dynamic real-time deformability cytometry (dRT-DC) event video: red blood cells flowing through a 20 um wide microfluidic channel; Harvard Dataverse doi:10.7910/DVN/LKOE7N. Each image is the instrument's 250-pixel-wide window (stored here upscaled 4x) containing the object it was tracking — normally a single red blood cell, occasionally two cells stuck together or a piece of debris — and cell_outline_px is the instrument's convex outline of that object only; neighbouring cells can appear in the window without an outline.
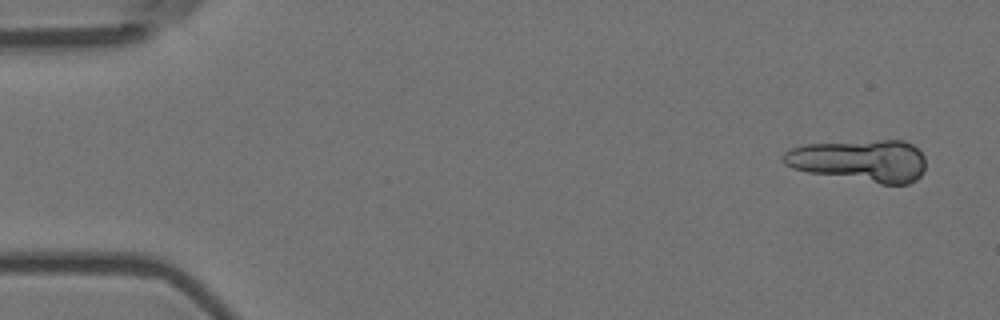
{"species": "Egyptian fruit bat (a non-hibernating species)", "species_latin": "Rousettus aegyptiacus", "temperature_condition": "room temperature", "stored_images_in_passage": 15, "segment_of_instrument_passage": [1, 2], "camera_frame_rate_fps": 3000, "um_per_image_px": 0.085, "animal": {"sex": "female"}, "frame": {"image": 1, "passage_image": 1, "time_ms": 0.0, "image_size_px": [1000, 320], "cell_outline_px": [[924, 172], [916, 180], [908, 184], [880, 184], [808, 172], [792, 168], [784, 164], [784, 152], [792, 148], [804, 144], [876, 140], [904, 140], [912, 144], [924, 156]], "centroid_in_image_um": [73.12, 13.66], "position_along_channel_um": 11.9, "area_um2": 35.03}}